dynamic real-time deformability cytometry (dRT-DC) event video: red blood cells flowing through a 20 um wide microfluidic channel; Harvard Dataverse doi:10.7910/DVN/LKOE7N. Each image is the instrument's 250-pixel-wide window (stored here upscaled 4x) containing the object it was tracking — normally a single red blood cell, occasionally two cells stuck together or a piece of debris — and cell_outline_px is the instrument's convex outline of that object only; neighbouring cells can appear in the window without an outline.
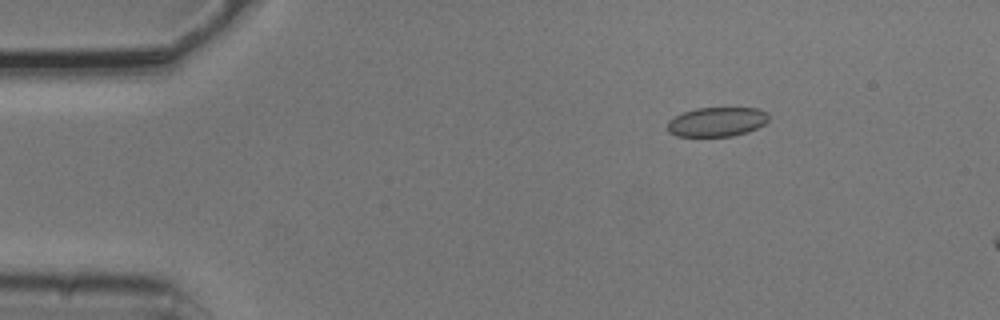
{"species": "common noctule bat (a hibernating species)", "species_latin": "Nyctalus noctula", "temperature_condition": "cold", "stored_images_in_passage": 4, "camera_frame_rate_fps": 3000, "um_per_image_px": 0.085, "animal": {"sex": "male", "body_mass_g": 20.5, "forearm_length_mm": 52.5}, "frame": {"image": 1, "passage_image": 1, "time_ms": 0.0, "image_size_px": [1000, 320], "cell_outline_px": [[768, 120], [764, 124], [748, 132], [732, 136], [676, 136], [668, 132], [668, 120], [684, 112], [696, 108], [756, 108], [764, 112], [768, 116]], "centroid_in_image_um": [60.91, 10.36], "position_along_channel_um": 24.1, "area_um2": 17.17}}